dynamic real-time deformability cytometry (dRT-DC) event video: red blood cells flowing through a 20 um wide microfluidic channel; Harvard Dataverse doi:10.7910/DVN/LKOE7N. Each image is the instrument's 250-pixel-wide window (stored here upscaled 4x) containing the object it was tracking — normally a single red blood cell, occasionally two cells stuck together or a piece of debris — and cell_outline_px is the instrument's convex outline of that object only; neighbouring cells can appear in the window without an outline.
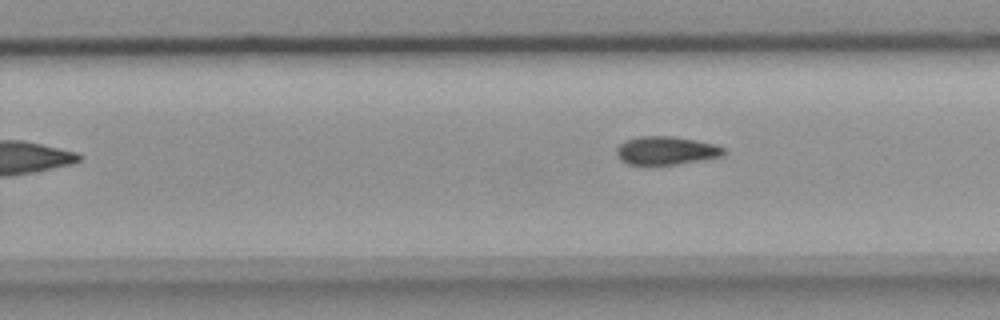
{"species": "common noctule bat (a hibernating species)", "species_latin": "Nyctalus noctula", "temperature_condition": "room temperature", "stored_images_in_passage": 9, "camera_frame_rate_fps": 3000, "um_per_image_px": 0.085, "animal": {"sex": "female", "body_mass_g": 18.4}, "frame": {"image": 1, "passage_image": 9, "time_ms": 2.667, "image_size_px": [1000, 320], "cell_outline_px": [[724, 156], [676, 164], [628, 164], [620, 160], [616, 156], [616, 148], [624, 140], [640, 136], [672, 136], [696, 140], [716, 144], [724, 148]], "centroid_in_image_um": [56.6, 12.79], "position_along_channel_um": 273.2, "area_um2": 17.69}}